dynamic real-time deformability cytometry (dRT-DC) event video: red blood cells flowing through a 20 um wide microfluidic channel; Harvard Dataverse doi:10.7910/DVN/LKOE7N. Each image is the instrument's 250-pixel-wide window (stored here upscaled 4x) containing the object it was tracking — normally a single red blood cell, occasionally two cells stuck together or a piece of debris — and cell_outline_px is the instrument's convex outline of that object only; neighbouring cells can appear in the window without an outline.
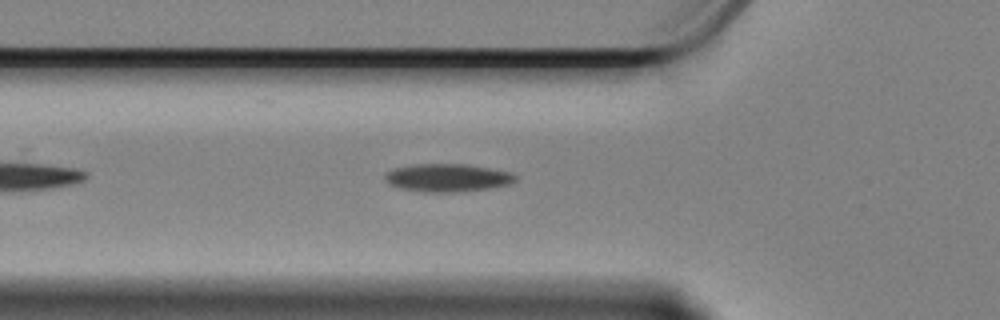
{"species": "Egyptian fruit bat (a non-hibernating species)", "species_latin": "Rousettus aegyptiacus", "temperature_condition": "cold", "stored_images_in_passage": 43, "camera_frame_rate_fps": 3000, "um_per_image_px": 0.085, "animal": {"sex": "female"}, "frame": {"image": 1, "passage_image": 8, "time_ms": 2.333, "image_size_px": [1000, 320], "cell_outline_px": [[516, 180], [508, 184], [488, 188], [460, 192], [424, 192], [400, 188], [388, 184], [384, 180], [384, 176], [392, 168], [416, 164], [464, 164], [512, 172], [516, 176]], "centroid_in_image_um": [38.0, 15.11], "position_along_channel_um": 87.8, "area_um2": 21.21}}
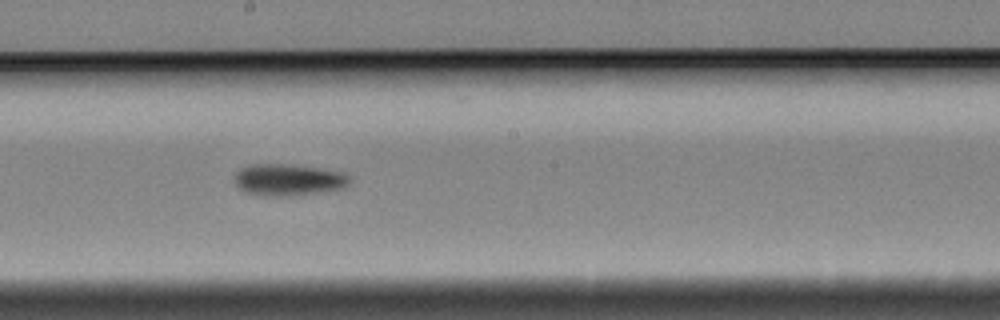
{"frame": {"image": 2, "passage_image": 20, "time_ms": 6.333, "image_size_px": [1000, 320], "cell_outline_px": [[348, 184], [344, 188], [292, 196], [260, 196], [244, 192], [236, 188], [236, 172], [240, 168], [248, 164], [284, 164], [316, 168], [340, 172], [348, 176]], "centroid_in_image_um": [24.42, 15.3], "position_along_channel_um": 223.8, "area_um2": 21.15}}
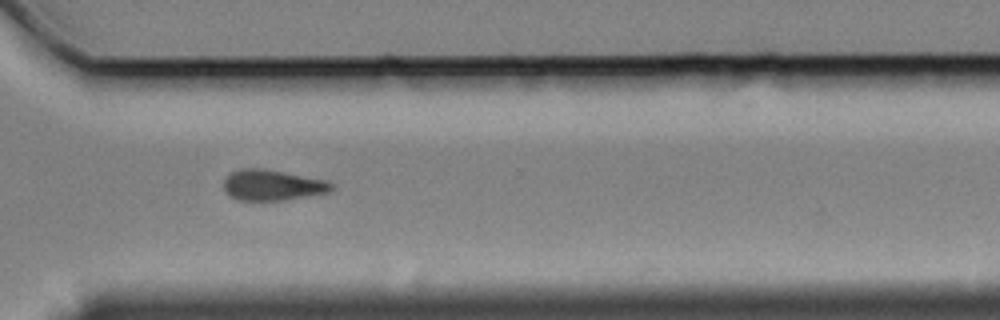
{"frame": {"image": 3, "passage_image": 31, "time_ms": 10.0, "image_size_px": [1000, 320], "cell_outline_px": [[336, 184], [328, 192], [284, 200], [236, 200], [228, 196], [224, 192], [224, 180], [232, 172], [240, 168], [264, 168], [328, 180]], "centroid_in_image_um": [23.14, 15.73], "position_along_channel_um": 347.5, "area_um2": 19.48}}